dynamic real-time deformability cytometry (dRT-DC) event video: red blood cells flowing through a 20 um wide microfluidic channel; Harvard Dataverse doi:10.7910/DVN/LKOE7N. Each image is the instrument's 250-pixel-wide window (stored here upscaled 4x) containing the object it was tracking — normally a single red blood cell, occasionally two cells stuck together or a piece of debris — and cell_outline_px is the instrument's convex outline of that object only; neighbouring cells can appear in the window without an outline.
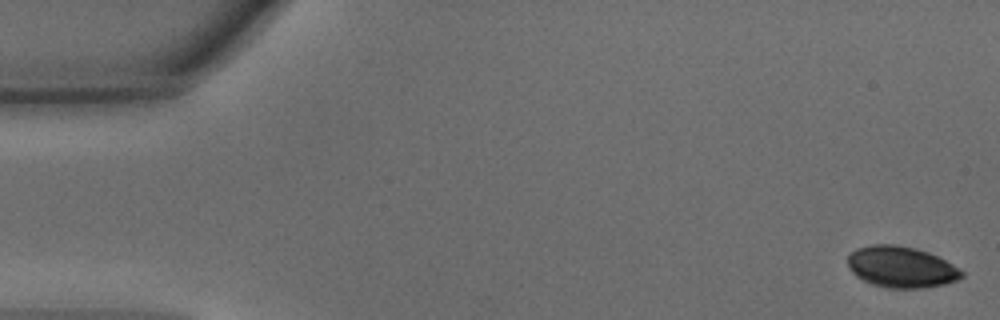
{"species": "common noctule bat (a hibernating species)", "species_latin": "Nyctalus noctula", "temperature_condition": "warm", "stored_images_in_passage": 46, "camera_frame_rate_fps": 3000, "um_per_image_px": 0.085, "animal": {"sex": "male", "body_mass_g": 15.6}, "frame": {"image": 1, "passage_image": 1, "time_ms": 0.0, "image_size_px": [1000, 320], "cell_outline_px": [[964, 276], [956, 280], [944, 284], [920, 288], [888, 288], [872, 284], [856, 276], [852, 272], [848, 264], [848, 256], [856, 248], [872, 244], [896, 244], [916, 248], [928, 252], [952, 264], [964, 272]], "centroid_in_image_um": [76.59, 22.68], "position_along_channel_um": 8.4, "area_um2": 27.28}}
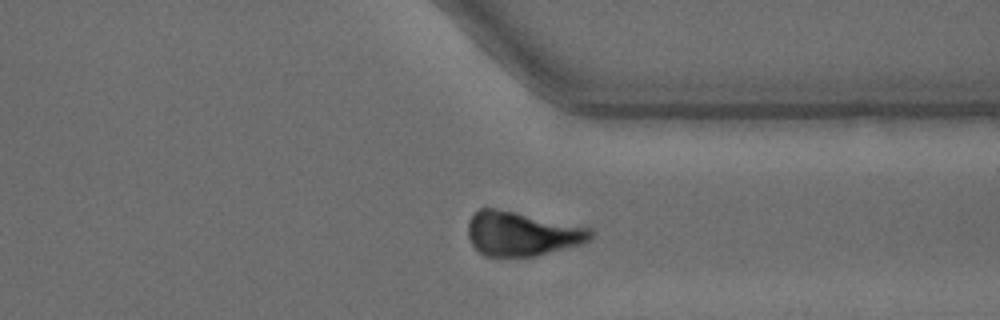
{"frame": {"image": 2, "passage_image": 35, "time_ms": 11.333, "image_size_px": [1000, 320], "cell_outline_px": [[592, 236], [584, 244], [536, 256], [484, 256], [472, 244], [468, 236], [468, 220], [480, 208], [496, 208], [516, 212], [592, 228]], "centroid_in_image_um": [44.37, 19.87], "position_along_channel_um": 367.0, "area_um2": 31.62}}
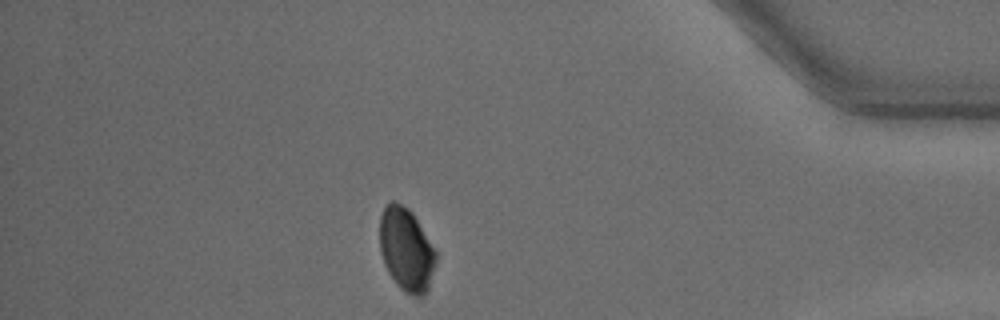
{"frame": {"image": 3, "passage_image": 40, "time_ms": 13.0, "image_size_px": [1000, 320], "cell_outline_px": [[436, 260], [428, 288], [424, 296], [412, 296], [400, 288], [396, 284], [388, 272], [384, 264], [380, 252], [380, 216], [384, 208], [392, 200], [408, 208], [412, 212], [436, 252]], "centroid_in_image_um": [34.51, 21.23], "position_along_channel_um": 400.7, "area_um2": 26.99}}